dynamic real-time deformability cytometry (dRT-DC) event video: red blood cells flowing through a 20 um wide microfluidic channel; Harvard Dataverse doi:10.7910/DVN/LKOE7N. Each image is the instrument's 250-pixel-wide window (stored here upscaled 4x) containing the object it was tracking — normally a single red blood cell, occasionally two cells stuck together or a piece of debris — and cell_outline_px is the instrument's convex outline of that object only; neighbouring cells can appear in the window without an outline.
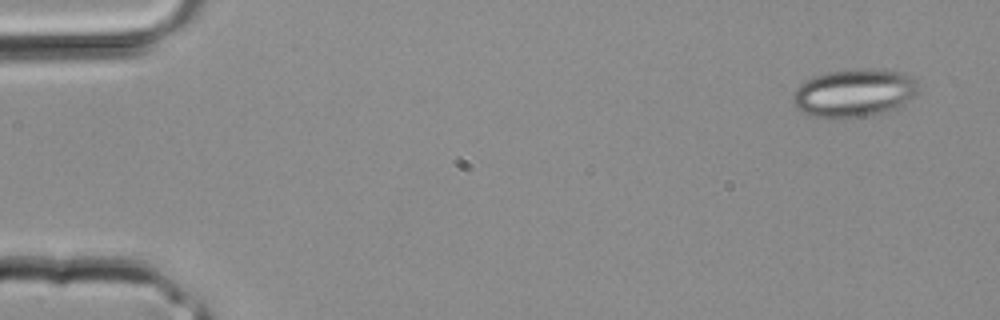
{"species": "common noctule bat (a hibernating species)", "species_latin": "Nyctalus noctula", "temperature_condition": "room temperature", "stored_images_in_passage": 2, "camera_frame_rate_fps": 3000, "um_per_image_px": 0.085, "animal": {"sex": "male", "body_mass_g": 20.4}, "frame": {"image": 1, "passage_image": 2, "time_ms": 0.333, "image_size_px": [1000, 320], "cell_outline_px": [[920, 92], [912, 100], [896, 108], [880, 112], [860, 116], [812, 116], [800, 112], [792, 104], [792, 92], [804, 80], [828, 72], [856, 68], [872, 68], [904, 72], [916, 84]], "centroid_in_image_um": [72.59, 7.87], "position_along_channel_um": 12.4, "area_um2": 34.97}}